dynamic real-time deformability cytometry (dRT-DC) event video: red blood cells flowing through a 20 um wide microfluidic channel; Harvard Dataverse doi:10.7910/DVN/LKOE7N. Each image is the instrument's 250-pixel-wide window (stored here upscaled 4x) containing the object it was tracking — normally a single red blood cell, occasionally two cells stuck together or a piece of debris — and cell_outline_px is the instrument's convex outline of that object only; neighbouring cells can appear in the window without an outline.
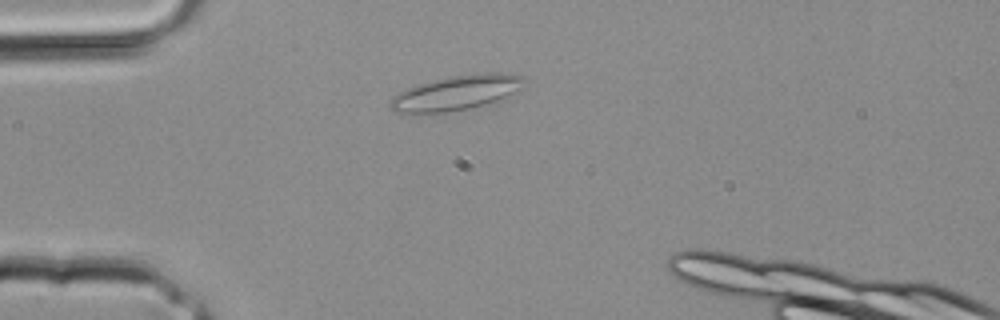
{"species": "common noctule bat (a hibernating species)", "species_latin": "Nyctalus noctula", "temperature_condition": "room temperature", "stored_images_in_passage": 2, "camera_frame_rate_fps": 3000, "um_per_image_px": 0.085, "animal": {"sex": "male", "body_mass_g": 20.4}, "frame": {"image": 1, "passage_image": 2, "time_ms": 0.333, "image_size_px": [1000, 320], "cell_outline_px": [[528, 80], [508, 100], [448, 112], [392, 112], [388, 104], [388, 100], [400, 92], [408, 88], [432, 80], [452, 76], [480, 72], [500, 72], [524, 76]], "centroid_in_image_um": [38.89, 7.88], "position_along_channel_um": 46.1, "area_um2": 27.57}}